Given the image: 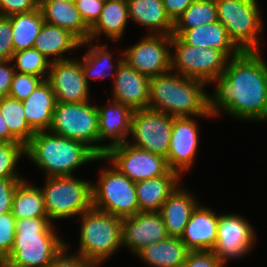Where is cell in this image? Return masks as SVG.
<instances>
[{
  "mask_svg": "<svg viewBox=\"0 0 267 267\" xmlns=\"http://www.w3.org/2000/svg\"><path fill=\"white\" fill-rule=\"evenodd\" d=\"M260 51H242L228 60L209 95V112H220L244 121L267 122V63ZM222 109V110H221Z\"/></svg>",
  "mask_w": 267,
  "mask_h": 267,
  "instance_id": "6da1fadb",
  "label": "cell"
},
{
  "mask_svg": "<svg viewBox=\"0 0 267 267\" xmlns=\"http://www.w3.org/2000/svg\"><path fill=\"white\" fill-rule=\"evenodd\" d=\"M207 85L173 71L150 78L148 108L173 117L212 118Z\"/></svg>",
  "mask_w": 267,
  "mask_h": 267,
  "instance_id": "7a4b0ae2",
  "label": "cell"
},
{
  "mask_svg": "<svg viewBox=\"0 0 267 267\" xmlns=\"http://www.w3.org/2000/svg\"><path fill=\"white\" fill-rule=\"evenodd\" d=\"M25 157L45 172L46 177L73 176L85 163L102 160L86 144L56 135L49 130L37 131L25 145Z\"/></svg>",
  "mask_w": 267,
  "mask_h": 267,
  "instance_id": "3957f363",
  "label": "cell"
},
{
  "mask_svg": "<svg viewBox=\"0 0 267 267\" xmlns=\"http://www.w3.org/2000/svg\"><path fill=\"white\" fill-rule=\"evenodd\" d=\"M48 218L16 220L15 238L7 258L26 267H45L66 247Z\"/></svg>",
  "mask_w": 267,
  "mask_h": 267,
  "instance_id": "277c9868",
  "label": "cell"
},
{
  "mask_svg": "<svg viewBox=\"0 0 267 267\" xmlns=\"http://www.w3.org/2000/svg\"><path fill=\"white\" fill-rule=\"evenodd\" d=\"M78 217L81 218L79 250L74 254L102 267L104 261L112 257L123 246L122 218L93 207Z\"/></svg>",
  "mask_w": 267,
  "mask_h": 267,
  "instance_id": "5b68a950",
  "label": "cell"
},
{
  "mask_svg": "<svg viewBox=\"0 0 267 267\" xmlns=\"http://www.w3.org/2000/svg\"><path fill=\"white\" fill-rule=\"evenodd\" d=\"M73 176L45 177L41 189L48 219L75 218L92 206V183Z\"/></svg>",
  "mask_w": 267,
  "mask_h": 267,
  "instance_id": "8992f818",
  "label": "cell"
},
{
  "mask_svg": "<svg viewBox=\"0 0 267 267\" xmlns=\"http://www.w3.org/2000/svg\"><path fill=\"white\" fill-rule=\"evenodd\" d=\"M218 21L241 51H260L263 30L261 8L257 0H215Z\"/></svg>",
  "mask_w": 267,
  "mask_h": 267,
  "instance_id": "52a82bcc",
  "label": "cell"
},
{
  "mask_svg": "<svg viewBox=\"0 0 267 267\" xmlns=\"http://www.w3.org/2000/svg\"><path fill=\"white\" fill-rule=\"evenodd\" d=\"M49 131L80 141L90 147L99 157L104 156V145L97 144L99 143L97 105L91 104L90 101L56 102Z\"/></svg>",
  "mask_w": 267,
  "mask_h": 267,
  "instance_id": "ba28073f",
  "label": "cell"
},
{
  "mask_svg": "<svg viewBox=\"0 0 267 267\" xmlns=\"http://www.w3.org/2000/svg\"><path fill=\"white\" fill-rule=\"evenodd\" d=\"M110 167H103L97 183H92L93 208L122 219L136 215L139 205L135 183L115 166Z\"/></svg>",
  "mask_w": 267,
  "mask_h": 267,
  "instance_id": "9c48e42d",
  "label": "cell"
},
{
  "mask_svg": "<svg viewBox=\"0 0 267 267\" xmlns=\"http://www.w3.org/2000/svg\"><path fill=\"white\" fill-rule=\"evenodd\" d=\"M171 71L210 84L223 74L229 58L219 49L195 47L171 35Z\"/></svg>",
  "mask_w": 267,
  "mask_h": 267,
  "instance_id": "30bf717a",
  "label": "cell"
},
{
  "mask_svg": "<svg viewBox=\"0 0 267 267\" xmlns=\"http://www.w3.org/2000/svg\"><path fill=\"white\" fill-rule=\"evenodd\" d=\"M173 116L149 108L134 110L127 143L167 158Z\"/></svg>",
  "mask_w": 267,
  "mask_h": 267,
  "instance_id": "8fae6325",
  "label": "cell"
},
{
  "mask_svg": "<svg viewBox=\"0 0 267 267\" xmlns=\"http://www.w3.org/2000/svg\"><path fill=\"white\" fill-rule=\"evenodd\" d=\"M102 160L111 162L134 183L162 177L170 171L164 156L140 149L127 142L107 150Z\"/></svg>",
  "mask_w": 267,
  "mask_h": 267,
  "instance_id": "7c38bea8",
  "label": "cell"
},
{
  "mask_svg": "<svg viewBox=\"0 0 267 267\" xmlns=\"http://www.w3.org/2000/svg\"><path fill=\"white\" fill-rule=\"evenodd\" d=\"M254 227L248 220L237 214H220L217 240L213 253L226 266L229 259H240L254 248Z\"/></svg>",
  "mask_w": 267,
  "mask_h": 267,
  "instance_id": "4fadbf2b",
  "label": "cell"
},
{
  "mask_svg": "<svg viewBox=\"0 0 267 267\" xmlns=\"http://www.w3.org/2000/svg\"><path fill=\"white\" fill-rule=\"evenodd\" d=\"M145 36L127 50L124 49V61L149 78L171 71V35Z\"/></svg>",
  "mask_w": 267,
  "mask_h": 267,
  "instance_id": "5bb4252c",
  "label": "cell"
},
{
  "mask_svg": "<svg viewBox=\"0 0 267 267\" xmlns=\"http://www.w3.org/2000/svg\"><path fill=\"white\" fill-rule=\"evenodd\" d=\"M194 118L196 117H173L166 160L170 170L177 172L181 177L193 167L200 143L199 126Z\"/></svg>",
  "mask_w": 267,
  "mask_h": 267,
  "instance_id": "9a60e30c",
  "label": "cell"
},
{
  "mask_svg": "<svg viewBox=\"0 0 267 267\" xmlns=\"http://www.w3.org/2000/svg\"><path fill=\"white\" fill-rule=\"evenodd\" d=\"M47 81L55 94L56 102L82 103L90 101V85L85 81L81 61L71 58L51 62Z\"/></svg>",
  "mask_w": 267,
  "mask_h": 267,
  "instance_id": "2e32d148",
  "label": "cell"
},
{
  "mask_svg": "<svg viewBox=\"0 0 267 267\" xmlns=\"http://www.w3.org/2000/svg\"><path fill=\"white\" fill-rule=\"evenodd\" d=\"M167 237L169 236L159 212H138L122 219V247H128L134 255L144 247Z\"/></svg>",
  "mask_w": 267,
  "mask_h": 267,
  "instance_id": "e0dca14e",
  "label": "cell"
},
{
  "mask_svg": "<svg viewBox=\"0 0 267 267\" xmlns=\"http://www.w3.org/2000/svg\"><path fill=\"white\" fill-rule=\"evenodd\" d=\"M112 83L113 101L133 110L148 108L150 78L136 71L126 61L123 60L119 65Z\"/></svg>",
  "mask_w": 267,
  "mask_h": 267,
  "instance_id": "ac0fdd59",
  "label": "cell"
},
{
  "mask_svg": "<svg viewBox=\"0 0 267 267\" xmlns=\"http://www.w3.org/2000/svg\"><path fill=\"white\" fill-rule=\"evenodd\" d=\"M97 109L99 143L110 140L109 143L104 145L105 155L110 148L131 140L128 139V135L130 134L134 110L112 99H109L106 106H97Z\"/></svg>",
  "mask_w": 267,
  "mask_h": 267,
  "instance_id": "d6986e66",
  "label": "cell"
},
{
  "mask_svg": "<svg viewBox=\"0 0 267 267\" xmlns=\"http://www.w3.org/2000/svg\"><path fill=\"white\" fill-rule=\"evenodd\" d=\"M219 215L199 204L191 213L181 240L189 251H212L216 245Z\"/></svg>",
  "mask_w": 267,
  "mask_h": 267,
  "instance_id": "ffe728a7",
  "label": "cell"
},
{
  "mask_svg": "<svg viewBox=\"0 0 267 267\" xmlns=\"http://www.w3.org/2000/svg\"><path fill=\"white\" fill-rule=\"evenodd\" d=\"M186 44L195 47H212L221 50L229 59L242 51L234 44L226 28L219 22L203 24L187 30H173Z\"/></svg>",
  "mask_w": 267,
  "mask_h": 267,
  "instance_id": "44dd1931",
  "label": "cell"
},
{
  "mask_svg": "<svg viewBox=\"0 0 267 267\" xmlns=\"http://www.w3.org/2000/svg\"><path fill=\"white\" fill-rule=\"evenodd\" d=\"M180 186L166 199L159 211L169 237L181 238L191 213L199 203L191 192Z\"/></svg>",
  "mask_w": 267,
  "mask_h": 267,
  "instance_id": "7402d4cb",
  "label": "cell"
},
{
  "mask_svg": "<svg viewBox=\"0 0 267 267\" xmlns=\"http://www.w3.org/2000/svg\"><path fill=\"white\" fill-rule=\"evenodd\" d=\"M181 178L170 170L162 177L136 182L139 212H159L162 204L179 187Z\"/></svg>",
  "mask_w": 267,
  "mask_h": 267,
  "instance_id": "603a6c76",
  "label": "cell"
},
{
  "mask_svg": "<svg viewBox=\"0 0 267 267\" xmlns=\"http://www.w3.org/2000/svg\"><path fill=\"white\" fill-rule=\"evenodd\" d=\"M38 7L45 23L70 31L82 43L89 40L90 28L74 2L39 1Z\"/></svg>",
  "mask_w": 267,
  "mask_h": 267,
  "instance_id": "cb8c5ba5",
  "label": "cell"
},
{
  "mask_svg": "<svg viewBox=\"0 0 267 267\" xmlns=\"http://www.w3.org/2000/svg\"><path fill=\"white\" fill-rule=\"evenodd\" d=\"M22 102L29 126L35 132L49 130L56 105L55 94L50 83L43 80Z\"/></svg>",
  "mask_w": 267,
  "mask_h": 267,
  "instance_id": "d4e9b609",
  "label": "cell"
},
{
  "mask_svg": "<svg viewBox=\"0 0 267 267\" xmlns=\"http://www.w3.org/2000/svg\"><path fill=\"white\" fill-rule=\"evenodd\" d=\"M127 4L130 21L151 30L147 34L172 35L174 22L167 15L162 0H127Z\"/></svg>",
  "mask_w": 267,
  "mask_h": 267,
  "instance_id": "484cf974",
  "label": "cell"
},
{
  "mask_svg": "<svg viewBox=\"0 0 267 267\" xmlns=\"http://www.w3.org/2000/svg\"><path fill=\"white\" fill-rule=\"evenodd\" d=\"M81 43L70 31L44 22L33 48L51 62H56L71 59L63 54L81 48Z\"/></svg>",
  "mask_w": 267,
  "mask_h": 267,
  "instance_id": "4316f807",
  "label": "cell"
},
{
  "mask_svg": "<svg viewBox=\"0 0 267 267\" xmlns=\"http://www.w3.org/2000/svg\"><path fill=\"white\" fill-rule=\"evenodd\" d=\"M129 20L127 0H105L98 20L90 28L89 40L98 41L104 34L116 43L124 35Z\"/></svg>",
  "mask_w": 267,
  "mask_h": 267,
  "instance_id": "83f0119b",
  "label": "cell"
},
{
  "mask_svg": "<svg viewBox=\"0 0 267 267\" xmlns=\"http://www.w3.org/2000/svg\"><path fill=\"white\" fill-rule=\"evenodd\" d=\"M189 250L181 238L167 237L141 249L136 257L149 267H182Z\"/></svg>",
  "mask_w": 267,
  "mask_h": 267,
  "instance_id": "f1b7e54d",
  "label": "cell"
},
{
  "mask_svg": "<svg viewBox=\"0 0 267 267\" xmlns=\"http://www.w3.org/2000/svg\"><path fill=\"white\" fill-rule=\"evenodd\" d=\"M91 42V40H87L81 43L80 46L84 47L88 45L87 47L89 48L81 61V67L85 81L90 85L89 78L102 80L109 75L113 76L114 80L117 69L124 60V54H122L121 57L118 58L113 64V54L110 50H108V45H101L98 42L97 44L95 43V45H93Z\"/></svg>",
  "mask_w": 267,
  "mask_h": 267,
  "instance_id": "f546056e",
  "label": "cell"
},
{
  "mask_svg": "<svg viewBox=\"0 0 267 267\" xmlns=\"http://www.w3.org/2000/svg\"><path fill=\"white\" fill-rule=\"evenodd\" d=\"M11 212L16 220L48 218L40 187L29 184L25 178L21 180L13 196Z\"/></svg>",
  "mask_w": 267,
  "mask_h": 267,
  "instance_id": "4dcf8cb0",
  "label": "cell"
},
{
  "mask_svg": "<svg viewBox=\"0 0 267 267\" xmlns=\"http://www.w3.org/2000/svg\"><path fill=\"white\" fill-rule=\"evenodd\" d=\"M12 26L14 53L33 48L36 37L44 24L39 7L33 11L8 17Z\"/></svg>",
  "mask_w": 267,
  "mask_h": 267,
  "instance_id": "1f68e13d",
  "label": "cell"
},
{
  "mask_svg": "<svg viewBox=\"0 0 267 267\" xmlns=\"http://www.w3.org/2000/svg\"><path fill=\"white\" fill-rule=\"evenodd\" d=\"M0 113L10 132L26 145L36 132L27 123L23 102L9 96L1 97Z\"/></svg>",
  "mask_w": 267,
  "mask_h": 267,
  "instance_id": "d6a6232c",
  "label": "cell"
},
{
  "mask_svg": "<svg viewBox=\"0 0 267 267\" xmlns=\"http://www.w3.org/2000/svg\"><path fill=\"white\" fill-rule=\"evenodd\" d=\"M218 21L215 0H194L176 19L173 30H187Z\"/></svg>",
  "mask_w": 267,
  "mask_h": 267,
  "instance_id": "836d02e7",
  "label": "cell"
},
{
  "mask_svg": "<svg viewBox=\"0 0 267 267\" xmlns=\"http://www.w3.org/2000/svg\"><path fill=\"white\" fill-rule=\"evenodd\" d=\"M14 61L15 72L31 74L47 80L51 61L37 49L31 48L13 53L11 62Z\"/></svg>",
  "mask_w": 267,
  "mask_h": 267,
  "instance_id": "e575fe53",
  "label": "cell"
},
{
  "mask_svg": "<svg viewBox=\"0 0 267 267\" xmlns=\"http://www.w3.org/2000/svg\"><path fill=\"white\" fill-rule=\"evenodd\" d=\"M25 155V145L21 142H0V179H24L18 175L17 164Z\"/></svg>",
  "mask_w": 267,
  "mask_h": 267,
  "instance_id": "d590c367",
  "label": "cell"
},
{
  "mask_svg": "<svg viewBox=\"0 0 267 267\" xmlns=\"http://www.w3.org/2000/svg\"><path fill=\"white\" fill-rule=\"evenodd\" d=\"M42 81L41 77L15 72L8 96L23 101Z\"/></svg>",
  "mask_w": 267,
  "mask_h": 267,
  "instance_id": "8d00e7d4",
  "label": "cell"
},
{
  "mask_svg": "<svg viewBox=\"0 0 267 267\" xmlns=\"http://www.w3.org/2000/svg\"><path fill=\"white\" fill-rule=\"evenodd\" d=\"M16 218L12 212L0 215V258L7 257L15 238Z\"/></svg>",
  "mask_w": 267,
  "mask_h": 267,
  "instance_id": "74e56055",
  "label": "cell"
},
{
  "mask_svg": "<svg viewBox=\"0 0 267 267\" xmlns=\"http://www.w3.org/2000/svg\"><path fill=\"white\" fill-rule=\"evenodd\" d=\"M105 0H75L77 10L86 25L91 28L102 12Z\"/></svg>",
  "mask_w": 267,
  "mask_h": 267,
  "instance_id": "f35d334b",
  "label": "cell"
},
{
  "mask_svg": "<svg viewBox=\"0 0 267 267\" xmlns=\"http://www.w3.org/2000/svg\"><path fill=\"white\" fill-rule=\"evenodd\" d=\"M183 267H224L213 251H189Z\"/></svg>",
  "mask_w": 267,
  "mask_h": 267,
  "instance_id": "ab89813d",
  "label": "cell"
},
{
  "mask_svg": "<svg viewBox=\"0 0 267 267\" xmlns=\"http://www.w3.org/2000/svg\"><path fill=\"white\" fill-rule=\"evenodd\" d=\"M11 21L0 16V61L11 60L14 53Z\"/></svg>",
  "mask_w": 267,
  "mask_h": 267,
  "instance_id": "60d3db41",
  "label": "cell"
},
{
  "mask_svg": "<svg viewBox=\"0 0 267 267\" xmlns=\"http://www.w3.org/2000/svg\"><path fill=\"white\" fill-rule=\"evenodd\" d=\"M69 245L66 242V247L61 253L45 267H98L94 262L85 259L76 254H69Z\"/></svg>",
  "mask_w": 267,
  "mask_h": 267,
  "instance_id": "b9f144b4",
  "label": "cell"
},
{
  "mask_svg": "<svg viewBox=\"0 0 267 267\" xmlns=\"http://www.w3.org/2000/svg\"><path fill=\"white\" fill-rule=\"evenodd\" d=\"M39 0H0V16H12L38 8Z\"/></svg>",
  "mask_w": 267,
  "mask_h": 267,
  "instance_id": "7bdbcfd3",
  "label": "cell"
},
{
  "mask_svg": "<svg viewBox=\"0 0 267 267\" xmlns=\"http://www.w3.org/2000/svg\"><path fill=\"white\" fill-rule=\"evenodd\" d=\"M21 180L0 179V215L11 212L13 196Z\"/></svg>",
  "mask_w": 267,
  "mask_h": 267,
  "instance_id": "ee69618b",
  "label": "cell"
},
{
  "mask_svg": "<svg viewBox=\"0 0 267 267\" xmlns=\"http://www.w3.org/2000/svg\"><path fill=\"white\" fill-rule=\"evenodd\" d=\"M11 60L0 61V98L9 95L15 69Z\"/></svg>",
  "mask_w": 267,
  "mask_h": 267,
  "instance_id": "f6af8a7d",
  "label": "cell"
},
{
  "mask_svg": "<svg viewBox=\"0 0 267 267\" xmlns=\"http://www.w3.org/2000/svg\"><path fill=\"white\" fill-rule=\"evenodd\" d=\"M165 11L169 18L175 22L176 19L192 4L194 0H162Z\"/></svg>",
  "mask_w": 267,
  "mask_h": 267,
  "instance_id": "bcb514c9",
  "label": "cell"
},
{
  "mask_svg": "<svg viewBox=\"0 0 267 267\" xmlns=\"http://www.w3.org/2000/svg\"><path fill=\"white\" fill-rule=\"evenodd\" d=\"M0 142H20L9 130L5 119L0 113Z\"/></svg>",
  "mask_w": 267,
  "mask_h": 267,
  "instance_id": "7dc6e473",
  "label": "cell"
},
{
  "mask_svg": "<svg viewBox=\"0 0 267 267\" xmlns=\"http://www.w3.org/2000/svg\"><path fill=\"white\" fill-rule=\"evenodd\" d=\"M0 267H26L17 263H14L7 257L0 258Z\"/></svg>",
  "mask_w": 267,
  "mask_h": 267,
  "instance_id": "c3c4849f",
  "label": "cell"
},
{
  "mask_svg": "<svg viewBox=\"0 0 267 267\" xmlns=\"http://www.w3.org/2000/svg\"><path fill=\"white\" fill-rule=\"evenodd\" d=\"M39 1L74 2L75 0H39Z\"/></svg>",
  "mask_w": 267,
  "mask_h": 267,
  "instance_id": "681fc988",
  "label": "cell"
}]
</instances>
